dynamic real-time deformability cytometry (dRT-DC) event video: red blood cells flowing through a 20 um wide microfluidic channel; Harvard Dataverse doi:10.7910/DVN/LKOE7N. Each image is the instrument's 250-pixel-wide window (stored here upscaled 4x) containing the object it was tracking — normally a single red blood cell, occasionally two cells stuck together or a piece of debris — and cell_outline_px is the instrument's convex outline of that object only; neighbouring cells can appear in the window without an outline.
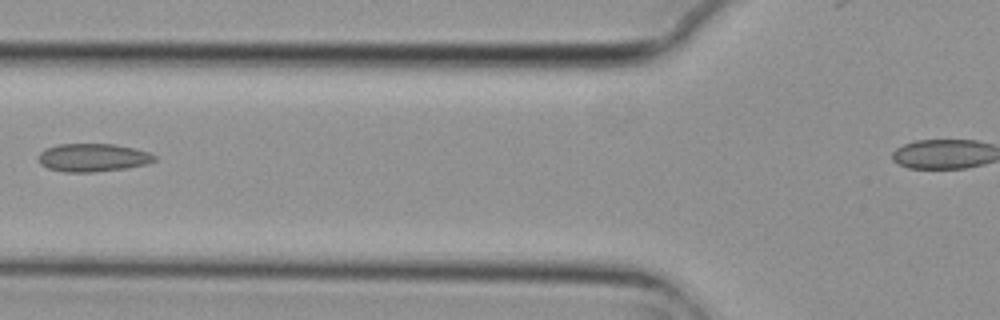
{"species": "common noctule bat (a hibernating species)", "species_latin": "Nyctalus noctula", "temperature_condition": "cold", "stored_images_in_passage": 7, "camera_frame_rate_fps": 3000, "um_per_image_px": 0.085, "animal": {"sex": "female", "body_mass_g": 29.2, "forearm_length_mm": 56.3}, "frame": {"image": 1, "passage_image": 6, "time_ms": 1.667, "image_size_px": [1000, 320], "cell_outline_px": [[156, 160], [148, 164], [124, 168], [92, 172], [64, 172], [48, 168], [40, 164], [40, 152], [48, 148], [60, 144], [112, 144], [136, 148], [148, 152], [156, 156]], "centroid_in_image_um": [7.93, 13.39], "position_along_channel_um": 117.9, "area_um2": 18.84}}
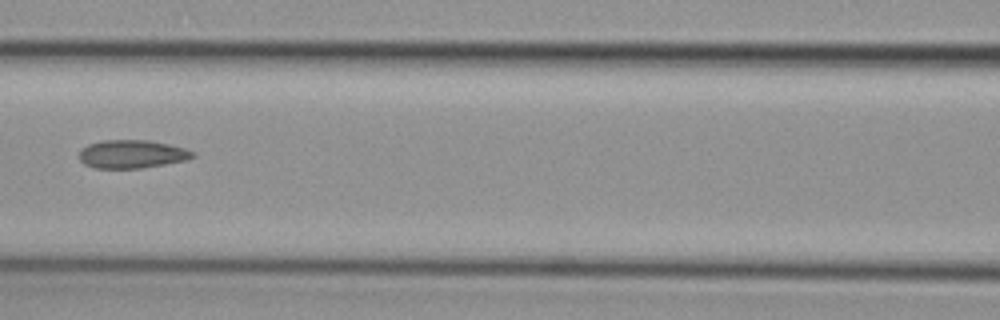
{"frame": {"image": 2, "passage_image": 7, "time_ms": 2.0, "image_size_px": [1000, 320], "cell_outline_px": [[196, 156], [188, 160], [140, 168], [92, 168], [84, 164], [80, 160], [80, 148], [88, 144], [100, 140], [148, 140], [168, 144], [184, 148], [196, 152]], "centroid_in_image_um": [11.21, 13.09], "position_along_channel_um": 155.4, "area_um2": 18.84}}